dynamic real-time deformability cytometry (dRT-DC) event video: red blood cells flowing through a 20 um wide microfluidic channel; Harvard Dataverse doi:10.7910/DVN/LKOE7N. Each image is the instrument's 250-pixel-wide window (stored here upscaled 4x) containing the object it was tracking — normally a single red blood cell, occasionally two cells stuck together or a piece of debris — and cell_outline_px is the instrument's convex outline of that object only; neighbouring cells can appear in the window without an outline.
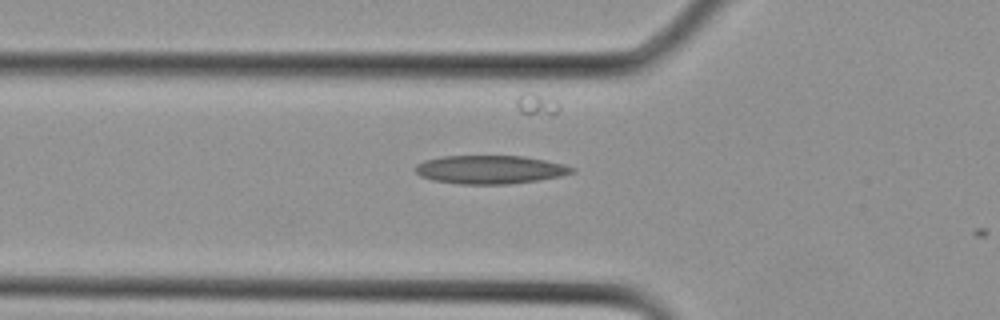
{"species": "Egyptian fruit bat (a non-hibernating species)", "species_latin": "Rousettus aegyptiacus", "temperature_condition": "cold", "stored_images_in_passage": 4, "camera_frame_rate_fps": 3000, "um_per_image_px": 0.085, "animal": {"sex": "female"}, "frame": {"image": 1, "passage_image": 3, "time_ms": 0.667, "image_size_px": [1000, 320], "cell_outline_px": [[576, 172], [560, 176], [536, 180], [508, 184], [460, 184], [432, 180], [420, 176], [416, 172], [416, 164], [424, 160], [444, 156], [520, 156], [544, 160], [564, 164], [576, 168]], "centroid_in_image_um": [41.65, 14.41], "position_along_channel_um": 84.1, "area_um2": 25.84}}